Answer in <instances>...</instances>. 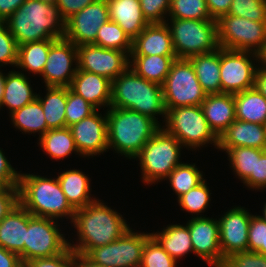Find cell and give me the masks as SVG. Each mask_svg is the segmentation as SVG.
Masks as SVG:
<instances>
[{"mask_svg": "<svg viewBox=\"0 0 266 267\" xmlns=\"http://www.w3.org/2000/svg\"><path fill=\"white\" fill-rule=\"evenodd\" d=\"M250 55L258 60L257 53L251 51L220 48L221 93L234 95L254 87L257 67Z\"/></svg>", "mask_w": 266, "mask_h": 267, "instance_id": "cell-13", "label": "cell"}, {"mask_svg": "<svg viewBox=\"0 0 266 267\" xmlns=\"http://www.w3.org/2000/svg\"><path fill=\"white\" fill-rule=\"evenodd\" d=\"M55 219L36 217L28 212V227L24 241V264L30 259L62 253L69 241L59 232Z\"/></svg>", "mask_w": 266, "mask_h": 267, "instance_id": "cell-12", "label": "cell"}, {"mask_svg": "<svg viewBox=\"0 0 266 267\" xmlns=\"http://www.w3.org/2000/svg\"><path fill=\"white\" fill-rule=\"evenodd\" d=\"M94 45L107 49H116L130 56L132 40L114 21L108 20L98 30Z\"/></svg>", "mask_w": 266, "mask_h": 267, "instance_id": "cell-36", "label": "cell"}, {"mask_svg": "<svg viewBox=\"0 0 266 267\" xmlns=\"http://www.w3.org/2000/svg\"><path fill=\"white\" fill-rule=\"evenodd\" d=\"M228 14L266 22V0H233Z\"/></svg>", "mask_w": 266, "mask_h": 267, "instance_id": "cell-43", "label": "cell"}, {"mask_svg": "<svg viewBox=\"0 0 266 267\" xmlns=\"http://www.w3.org/2000/svg\"><path fill=\"white\" fill-rule=\"evenodd\" d=\"M4 186L0 183V190L3 188Z\"/></svg>", "mask_w": 266, "mask_h": 267, "instance_id": "cell-64", "label": "cell"}, {"mask_svg": "<svg viewBox=\"0 0 266 267\" xmlns=\"http://www.w3.org/2000/svg\"><path fill=\"white\" fill-rule=\"evenodd\" d=\"M24 264L17 253L0 246V267H22Z\"/></svg>", "mask_w": 266, "mask_h": 267, "instance_id": "cell-54", "label": "cell"}, {"mask_svg": "<svg viewBox=\"0 0 266 267\" xmlns=\"http://www.w3.org/2000/svg\"><path fill=\"white\" fill-rule=\"evenodd\" d=\"M166 124L163 128L175 136L182 146L196 149L207 143L218 147V137L211 130L201 106L166 108Z\"/></svg>", "mask_w": 266, "mask_h": 267, "instance_id": "cell-8", "label": "cell"}, {"mask_svg": "<svg viewBox=\"0 0 266 267\" xmlns=\"http://www.w3.org/2000/svg\"><path fill=\"white\" fill-rule=\"evenodd\" d=\"M110 107L136 111L156 121L158 114L166 118L167 111L162 86L139 76L131 67L112 80Z\"/></svg>", "mask_w": 266, "mask_h": 267, "instance_id": "cell-4", "label": "cell"}, {"mask_svg": "<svg viewBox=\"0 0 266 267\" xmlns=\"http://www.w3.org/2000/svg\"><path fill=\"white\" fill-rule=\"evenodd\" d=\"M129 56L120 50L94 44L77 46V69L116 79L129 67Z\"/></svg>", "mask_w": 266, "mask_h": 267, "instance_id": "cell-14", "label": "cell"}, {"mask_svg": "<svg viewBox=\"0 0 266 267\" xmlns=\"http://www.w3.org/2000/svg\"><path fill=\"white\" fill-rule=\"evenodd\" d=\"M217 33L220 48L258 53L266 40V22L226 14L217 20Z\"/></svg>", "mask_w": 266, "mask_h": 267, "instance_id": "cell-10", "label": "cell"}, {"mask_svg": "<svg viewBox=\"0 0 266 267\" xmlns=\"http://www.w3.org/2000/svg\"><path fill=\"white\" fill-rule=\"evenodd\" d=\"M254 87L266 97V67H258L255 74V84Z\"/></svg>", "mask_w": 266, "mask_h": 267, "instance_id": "cell-56", "label": "cell"}, {"mask_svg": "<svg viewBox=\"0 0 266 267\" xmlns=\"http://www.w3.org/2000/svg\"><path fill=\"white\" fill-rule=\"evenodd\" d=\"M57 180L74 210L84 208L96 200L91 198L90 181L82 171L77 169L64 171L57 177Z\"/></svg>", "mask_w": 266, "mask_h": 267, "instance_id": "cell-27", "label": "cell"}, {"mask_svg": "<svg viewBox=\"0 0 266 267\" xmlns=\"http://www.w3.org/2000/svg\"><path fill=\"white\" fill-rule=\"evenodd\" d=\"M41 1L52 2V3L55 2V0H41Z\"/></svg>", "mask_w": 266, "mask_h": 267, "instance_id": "cell-63", "label": "cell"}, {"mask_svg": "<svg viewBox=\"0 0 266 267\" xmlns=\"http://www.w3.org/2000/svg\"><path fill=\"white\" fill-rule=\"evenodd\" d=\"M257 56H258V61L261 63V66L266 67V40L261 50L257 53Z\"/></svg>", "mask_w": 266, "mask_h": 267, "instance_id": "cell-58", "label": "cell"}, {"mask_svg": "<svg viewBox=\"0 0 266 267\" xmlns=\"http://www.w3.org/2000/svg\"><path fill=\"white\" fill-rule=\"evenodd\" d=\"M108 20L107 0H96L65 21L64 37L75 46L93 44L99 28Z\"/></svg>", "mask_w": 266, "mask_h": 267, "instance_id": "cell-15", "label": "cell"}, {"mask_svg": "<svg viewBox=\"0 0 266 267\" xmlns=\"http://www.w3.org/2000/svg\"><path fill=\"white\" fill-rule=\"evenodd\" d=\"M236 120L266 125V97L255 87L234 94Z\"/></svg>", "mask_w": 266, "mask_h": 267, "instance_id": "cell-29", "label": "cell"}, {"mask_svg": "<svg viewBox=\"0 0 266 267\" xmlns=\"http://www.w3.org/2000/svg\"><path fill=\"white\" fill-rule=\"evenodd\" d=\"M56 39H46L18 45L16 67L34 74H42L51 44Z\"/></svg>", "mask_w": 266, "mask_h": 267, "instance_id": "cell-33", "label": "cell"}, {"mask_svg": "<svg viewBox=\"0 0 266 267\" xmlns=\"http://www.w3.org/2000/svg\"><path fill=\"white\" fill-rule=\"evenodd\" d=\"M7 75L5 76L1 71H0V108L2 104V99L4 95V86H5V81H6Z\"/></svg>", "mask_w": 266, "mask_h": 267, "instance_id": "cell-59", "label": "cell"}, {"mask_svg": "<svg viewBox=\"0 0 266 267\" xmlns=\"http://www.w3.org/2000/svg\"><path fill=\"white\" fill-rule=\"evenodd\" d=\"M38 144L52 159H63L70 155L72 151L78 153L69 127L48 130L39 137Z\"/></svg>", "mask_w": 266, "mask_h": 267, "instance_id": "cell-35", "label": "cell"}, {"mask_svg": "<svg viewBox=\"0 0 266 267\" xmlns=\"http://www.w3.org/2000/svg\"><path fill=\"white\" fill-rule=\"evenodd\" d=\"M227 267H266V256L258 252L243 251L225 259Z\"/></svg>", "mask_w": 266, "mask_h": 267, "instance_id": "cell-48", "label": "cell"}, {"mask_svg": "<svg viewBox=\"0 0 266 267\" xmlns=\"http://www.w3.org/2000/svg\"><path fill=\"white\" fill-rule=\"evenodd\" d=\"M69 88L96 109L110 107L112 81L103 76L77 69Z\"/></svg>", "mask_w": 266, "mask_h": 267, "instance_id": "cell-23", "label": "cell"}, {"mask_svg": "<svg viewBox=\"0 0 266 267\" xmlns=\"http://www.w3.org/2000/svg\"><path fill=\"white\" fill-rule=\"evenodd\" d=\"M176 263L152 235L146 240L140 267H176Z\"/></svg>", "mask_w": 266, "mask_h": 267, "instance_id": "cell-40", "label": "cell"}, {"mask_svg": "<svg viewBox=\"0 0 266 267\" xmlns=\"http://www.w3.org/2000/svg\"><path fill=\"white\" fill-rule=\"evenodd\" d=\"M47 95L43 98L37 95L40 101L48 129L66 127L65 108L67 102V87L47 86Z\"/></svg>", "mask_w": 266, "mask_h": 267, "instance_id": "cell-32", "label": "cell"}, {"mask_svg": "<svg viewBox=\"0 0 266 267\" xmlns=\"http://www.w3.org/2000/svg\"><path fill=\"white\" fill-rule=\"evenodd\" d=\"M206 263H208V265L213 266V267H227L225 260L220 261V260H216V261H206Z\"/></svg>", "mask_w": 266, "mask_h": 267, "instance_id": "cell-60", "label": "cell"}, {"mask_svg": "<svg viewBox=\"0 0 266 267\" xmlns=\"http://www.w3.org/2000/svg\"><path fill=\"white\" fill-rule=\"evenodd\" d=\"M69 128L79 155L95 156L109 149L106 114L102 117L96 110Z\"/></svg>", "mask_w": 266, "mask_h": 267, "instance_id": "cell-18", "label": "cell"}, {"mask_svg": "<svg viewBox=\"0 0 266 267\" xmlns=\"http://www.w3.org/2000/svg\"><path fill=\"white\" fill-rule=\"evenodd\" d=\"M262 217L266 220V203L264 204L263 216Z\"/></svg>", "mask_w": 266, "mask_h": 267, "instance_id": "cell-62", "label": "cell"}, {"mask_svg": "<svg viewBox=\"0 0 266 267\" xmlns=\"http://www.w3.org/2000/svg\"><path fill=\"white\" fill-rule=\"evenodd\" d=\"M27 227L28 211L20 203L0 221V246L17 253L23 264Z\"/></svg>", "mask_w": 266, "mask_h": 267, "instance_id": "cell-22", "label": "cell"}, {"mask_svg": "<svg viewBox=\"0 0 266 267\" xmlns=\"http://www.w3.org/2000/svg\"><path fill=\"white\" fill-rule=\"evenodd\" d=\"M182 144L160 128L144 145L135 159L140 160L144 183L152 184L167 179L171 171L178 165Z\"/></svg>", "mask_w": 266, "mask_h": 267, "instance_id": "cell-6", "label": "cell"}, {"mask_svg": "<svg viewBox=\"0 0 266 267\" xmlns=\"http://www.w3.org/2000/svg\"><path fill=\"white\" fill-rule=\"evenodd\" d=\"M106 116L108 148L112 147L129 159H135L146 142L161 128L159 121L129 109L109 107Z\"/></svg>", "mask_w": 266, "mask_h": 267, "instance_id": "cell-3", "label": "cell"}, {"mask_svg": "<svg viewBox=\"0 0 266 267\" xmlns=\"http://www.w3.org/2000/svg\"><path fill=\"white\" fill-rule=\"evenodd\" d=\"M167 178L178 198L205 180L195 164L187 163L176 166Z\"/></svg>", "mask_w": 266, "mask_h": 267, "instance_id": "cell-38", "label": "cell"}, {"mask_svg": "<svg viewBox=\"0 0 266 267\" xmlns=\"http://www.w3.org/2000/svg\"><path fill=\"white\" fill-rule=\"evenodd\" d=\"M144 18L149 24L166 23L165 14L169 13L170 0H139ZM168 12V13H167Z\"/></svg>", "mask_w": 266, "mask_h": 267, "instance_id": "cell-45", "label": "cell"}, {"mask_svg": "<svg viewBox=\"0 0 266 267\" xmlns=\"http://www.w3.org/2000/svg\"><path fill=\"white\" fill-rule=\"evenodd\" d=\"M100 201L96 199L75 210L72 223L77 229L79 243H68V246L78 254L85 255L92 248L114 242L130 229L120 213Z\"/></svg>", "mask_w": 266, "mask_h": 267, "instance_id": "cell-1", "label": "cell"}, {"mask_svg": "<svg viewBox=\"0 0 266 267\" xmlns=\"http://www.w3.org/2000/svg\"><path fill=\"white\" fill-rule=\"evenodd\" d=\"M95 1L96 0H55L54 3L58 7L61 18L66 21L72 15Z\"/></svg>", "mask_w": 266, "mask_h": 267, "instance_id": "cell-52", "label": "cell"}, {"mask_svg": "<svg viewBox=\"0 0 266 267\" xmlns=\"http://www.w3.org/2000/svg\"><path fill=\"white\" fill-rule=\"evenodd\" d=\"M75 266L76 267H106L95 262H92L86 255L75 252Z\"/></svg>", "mask_w": 266, "mask_h": 267, "instance_id": "cell-57", "label": "cell"}, {"mask_svg": "<svg viewBox=\"0 0 266 267\" xmlns=\"http://www.w3.org/2000/svg\"><path fill=\"white\" fill-rule=\"evenodd\" d=\"M243 183L251 189L266 188V150L256 157L255 175H250Z\"/></svg>", "mask_w": 266, "mask_h": 267, "instance_id": "cell-49", "label": "cell"}, {"mask_svg": "<svg viewBox=\"0 0 266 267\" xmlns=\"http://www.w3.org/2000/svg\"><path fill=\"white\" fill-rule=\"evenodd\" d=\"M19 203L18 187H3L0 190V221Z\"/></svg>", "mask_w": 266, "mask_h": 267, "instance_id": "cell-51", "label": "cell"}, {"mask_svg": "<svg viewBox=\"0 0 266 267\" xmlns=\"http://www.w3.org/2000/svg\"><path fill=\"white\" fill-rule=\"evenodd\" d=\"M201 108L211 130L218 138L236 120L233 94H208Z\"/></svg>", "mask_w": 266, "mask_h": 267, "instance_id": "cell-24", "label": "cell"}, {"mask_svg": "<svg viewBox=\"0 0 266 267\" xmlns=\"http://www.w3.org/2000/svg\"><path fill=\"white\" fill-rule=\"evenodd\" d=\"M210 194L209 188L204 180L197 187L190 189L187 193L177 199L182 208L181 210L199 215L198 213L204 212L208 207Z\"/></svg>", "mask_w": 266, "mask_h": 267, "instance_id": "cell-42", "label": "cell"}, {"mask_svg": "<svg viewBox=\"0 0 266 267\" xmlns=\"http://www.w3.org/2000/svg\"><path fill=\"white\" fill-rule=\"evenodd\" d=\"M162 248L176 261L188 252H193V245L188 225L172 224L163 229L162 232L151 233Z\"/></svg>", "mask_w": 266, "mask_h": 267, "instance_id": "cell-31", "label": "cell"}, {"mask_svg": "<svg viewBox=\"0 0 266 267\" xmlns=\"http://www.w3.org/2000/svg\"><path fill=\"white\" fill-rule=\"evenodd\" d=\"M188 59L194 67L203 91L207 95L220 94V48L207 54L191 56Z\"/></svg>", "mask_w": 266, "mask_h": 267, "instance_id": "cell-26", "label": "cell"}, {"mask_svg": "<svg viewBox=\"0 0 266 267\" xmlns=\"http://www.w3.org/2000/svg\"><path fill=\"white\" fill-rule=\"evenodd\" d=\"M20 174L11 166L0 148V183L4 187H18Z\"/></svg>", "mask_w": 266, "mask_h": 267, "instance_id": "cell-50", "label": "cell"}, {"mask_svg": "<svg viewBox=\"0 0 266 267\" xmlns=\"http://www.w3.org/2000/svg\"><path fill=\"white\" fill-rule=\"evenodd\" d=\"M96 110L97 109L83 97L74 93L67 87V102L65 108L66 127H70L82 119L89 117Z\"/></svg>", "mask_w": 266, "mask_h": 267, "instance_id": "cell-41", "label": "cell"}, {"mask_svg": "<svg viewBox=\"0 0 266 267\" xmlns=\"http://www.w3.org/2000/svg\"><path fill=\"white\" fill-rule=\"evenodd\" d=\"M129 67L144 79L160 84H164L166 77L170 71L172 62L177 59V56L163 55H131Z\"/></svg>", "mask_w": 266, "mask_h": 267, "instance_id": "cell-28", "label": "cell"}, {"mask_svg": "<svg viewBox=\"0 0 266 267\" xmlns=\"http://www.w3.org/2000/svg\"><path fill=\"white\" fill-rule=\"evenodd\" d=\"M234 147L266 150V125L235 120L218 138V147L227 151Z\"/></svg>", "mask_w": 266, "mask_h": 267, "instance_id": "cell-20", "label": "cell"}, {"mask_svg": "<svg viewBox=\"0 0 266 267\" xmlns=\"http://www.w3.org/2000/svg\"><path fill=\"white\" fill-rule=\"evenodd\" d=\"M27 79V76L21 72L9 71L7 74L1 107L2 105L7 106L10 114L37 97Z\"/></svg>", "mask_w": 266, "mask_h": 267, "instance_id": "cell-30", "label": "cell"}, {"mask_svg": "<svg viewBox=\"0 0 266 267\" xmlns=\"http://www.w3.org/2000/svg\"><path fill=\"white\" fill-rule=\"evenodd\" d=\"M24 265L26 267H76L75 252L68 246L58 255L30 259Z\"/></svg>", "mask_w": 266, "mask_h": 267, "instance_id": "cell-46", "label": "cell"}, {"mask_svg": "<svg viewBox=\"0 0 266 267\" xmlns=\"http://www.w3.org/2000/svg\"><path fill=\"white\" fill-rule=\"evenodd\" d=\"M109 20L117 23L133 41L149 24L139 0H107Z\"/></svg>", "mask_w": 266, "mask_h": 267, "instance_id": "cell-25", "label": "cell"}, {"mask_svg": "<svg viewBox=\"0 0 266 267\" xmlns=\"http://www.w3.org/2000/svg\"><path fill=\"white\" fill-rule=\"evenodd\" d=\"M151 233H135L128 229L120 238L101 247L90 249L85 255L106 267H140L142 251Z\"/></svg>", "mask_w": 266, "mask_h": 267, "instance_id": "cell-11", "label": "cell"}, {"mask_svg": "<svg viewBox=\"0 0 266 267\" xmlns=\"http://www.w3.org/2000/svg\"><path fill=\"white\" fill-rule=\"evenodd\" d=\"M14 127L25 133L39 132L42 136L49 129L47 127L44 111L40 101L35 98L32 102L11 113Z\"/></svg>", "mask_w": 266, "mask_h": 267, "instance_id": "cell-34", "label": "cell"}, {"mask_svg": "<svg viewBox=\"0 0 266 267\" xmlns=\"http://www.w3.org/2000/svg\"><path fill=\"white\" fill-rule=\"evenodd\" d=\"M233 0H206L211 17L218 20L222 15L228 14Z\"/></svg>", "mask_w": 266, "mask_h": 267, "instance_id": "cell-53", "label": "cell"}, {"mask_svg": "<svg viewBox=\"0 0 266 267\" xmlns=\"http://www.w3.org/2000/svg\"><path fill=\"white\" fill-rule=\"evenodd\" d=\"M251 214L243 207H234L219 220L220 250L224 259L248 251V232Z\"/></svg>", "mask_w": 266, "mask_h": 267, "instance_id": "cell-17", "label": "cell"}, {"mask_svg": "<svg viewBox=\"0 0 266 267\" xmlns=\"http://www.w3.org/2000/svg\"><path fill=\"white\" fill-rule=\"evenodd\" d=\"M168 25L167 22L148 24L132 41L130 55L176 56Z\"/></svg>", "mask_w": 266, "mask_h": 267, "instance_id": "cell-21", "label": "cell"}, {"mask_svg": "<svg viewBox=\"0 0 266 267\" xmlns=\"http://www.w3.org/2000/svg\"><path fill=\"white\" fill-rule=\"evenodd\" d=\"M169 16L171 19L215 20L206 0H170Z\"/></svg>", "mask_w": 266, "mask_h": 267, "instance_id": "cell-39", "label": "cell"}, {"mask_svg": "<svg viewBox=\"0 0 266 267\" xmlns=\"http://www.w3.org/2000/svg\"><path fill=\"white\" fill-rule=\"evenodd\" d=\"M26 0H0V22H5Z\"/></svg>", "mask_w": 266, "mask_h": 267, "instance_id": "cell-55", "label": "cell"}, {"mask_svg": "<svg viewBox=\"0 0 266 267\" xmlns=\"http://www.w3.org/2000/svg\"><path fill=\"white\" fill-rule=\"evenodd\" d=\"M17 45L64 38L65 21L55 3L26 0L6 21Z\"/></svg>", "mask_w": 266, "mask_h": 267, "instance_id": "cell-2", "label": "cell"}, {"mask_svg": "<svg viewBox=\"0 0 266 267\" xmlns=\"http://www.w3.org/2000/svg\"><path fill=\"white\" fill-rule=\"evenodd\" d=\"M168 26L177 58L188 59L219 49L217 20L170 19Z\"/></svg>", "mask_w": 266, "mask_h": 267, "instance_id": "cell-7", "label": "cell"}, {"mask_svg": "<svg viewBox=\"0 0 266 267\" xmlns=\"http://www.w3.org/2000/svg\"><path fill=\"white\" fill-rule=\"evenodd\" d=\"M74 69H71L73 62ZM77 72V46L65 37L50 46L42 77L47 86L69 87Z\"/></svg>", "mask_w": 266, "mask_h": 267, "instance_id": "cell-16", "label": "cell"}, {"mask_svg": "<svg viewBox=\"0 0 266 267\" xmlns=\"http://www.w3.org/2000/svg\"><path fill=\"white\" fill-rule=\"evenodd\" d=\"M259 254L266 256V247H261L258 251Z\"/></svg>", "mask_w": 266, "mask_h": 267, "instance_id": "cell-61", "label": "cell"}, {"mask_svg": "<svg viewBox=\"0 0 266 267\" xmlns=\"http://www.w3.org/2000/svg\"><path fill=\"white\" fill-rule=\"evenodd\" d=\"M19 203L33 216L73 221L75 210L68 203L57 180L34 174H20Z\"/></svg>", "mask_w": 266, "mask_h": 267, "instance_id": "cell-5", "label": "cell"}, {"mask_svg": "<svg viewBox=\"0 0 266 267\" xmlns=\"http://www.w3.org/2000/svg\"><path fill=\"white\" fill-rule=\"evenodd\" d=\"M18 45L5 22H0V64H17Z\"/></svg>", "mask_w": 266, "mask_h": 267, "instance_id": "cell-44", "label": "cell"}, {"mask_svg": "<svg viewBox=\"0 0 266 267\" xmlns=\"http://www.w3.org/2000/svg\"><path fill=\"white\" fill-rule=\"evenodd\" d=\"M264 151L259 148L234 147L226 153L231 163L230 167L244 182L250 175H255L256 157H260Z\"/></svg>", "mask_w": 266, "mask_h": 267, "instance_id": "cell-37", "label": "cell"}, {"mask_svg": "<svg viewBox=\"0 0 266 267\" xmlns=\"http://www.w3.org/2000/svg\"><path fill=\"white\" fill-rule=\"evenodd\" d=\"M194 253L204 261L225 260L220 250L219 223L208 217L197 216L187 222Z\"/></svg>", "mask_w": 266, "mask_h": 267, "instance_id": "cell-19", "label": "cell"}, {"mask_svg": "<svg viewBox=\"0 0 266 267\" xmlns=\"http://www.w3.org/2000/svg\"><path fill=\"white\" fill-rule=\"evenodd\" d=\"M166 108L201 106L206 93L203 91L189 59L177 58L162 85Z\"/></svg>", "mask_w": 266, "mask_h": 267, "instance_id": "cell-9", "label": "cell"}, {"mask_svg": "<svg viewBox=\"0 0 266 267\" xmlns=\"http://www.w3.org/2000/svg\"><path fill=\"white\" fill-rule=\"evenodd\" d=\"M261 247H266V220L260 215H251L248 251L257 252Z\"/></svg>", "mask_w": 266, "mask_h": 267, "instance_id": "cell-47", "label": "cell"}]
</instances>
